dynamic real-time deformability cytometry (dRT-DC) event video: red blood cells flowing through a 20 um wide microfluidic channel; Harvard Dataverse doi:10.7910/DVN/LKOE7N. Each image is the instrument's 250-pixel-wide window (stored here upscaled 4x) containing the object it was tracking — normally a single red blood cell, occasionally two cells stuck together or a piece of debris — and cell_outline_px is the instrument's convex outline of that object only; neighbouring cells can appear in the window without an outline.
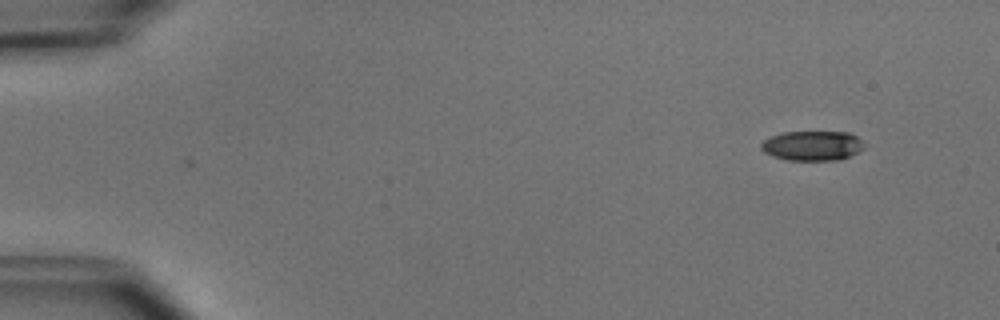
{"species": "common noctule bat (a hibernating species)", "species_latin": "Nyctalus noctula", "temperature_condition": "cold", "stored_images_in_passage": 2, "camera_frame_rate_fps": 3000, "um_per_image_px": 0.085, "animal": {"sex": "male", "body_mass_g": 15.6}, "frame": {"image": 1, "passage_image": 2, "time_ms": 1.0, "image_size_px": [1000, 320], "cell_outline_px": [[864, 148], [840, 160], [788, 160], [772, 156], [764, 152], [760, 148], [760, 144], [764, 140], [772, 136], [784, 132], [848, 132], [856, 136], [864, 144]], "centroid_in_image_um": [69.02, 12.39], "position_along_channel_um": 16.0, "area_um2": 17.74}}